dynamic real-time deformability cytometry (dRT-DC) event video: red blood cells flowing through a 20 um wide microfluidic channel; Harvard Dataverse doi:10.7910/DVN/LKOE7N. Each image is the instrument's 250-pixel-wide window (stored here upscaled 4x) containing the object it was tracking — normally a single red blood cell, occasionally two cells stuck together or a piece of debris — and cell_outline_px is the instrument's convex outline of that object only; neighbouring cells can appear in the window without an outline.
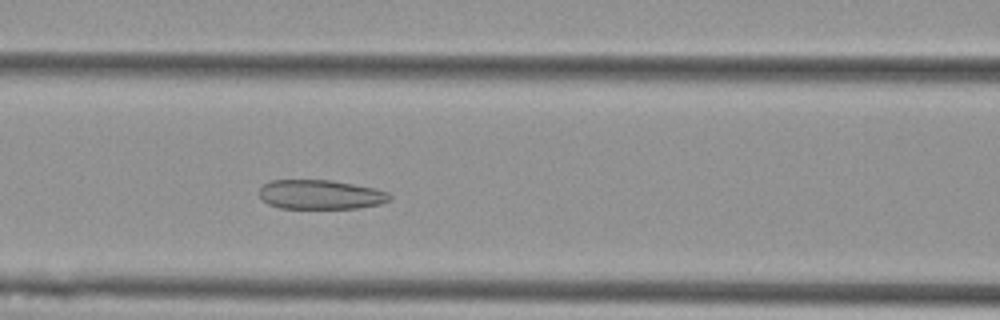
{"species": "Egyptian fruit bat (a non-hibernating species)", "species_latin": "Rousettus aegyptiacus", "temperature_condition": "cold", "stored_images_in_passage": 48, "camera_frame_rate_fps": 3000, "um_per_image_px": 0.085, "animal": {"sex": "female"}, "frame": {"image": 1, "passage_image": 16, "time_ms": 5.0, "image_size_px": [1000, 320], "cell_outline_px": [[392, 200], [380, 204], [356, 208], [280, 208], [268, 204], [260, 196], [260, 188], [264, 184], [272, 180], [332, 180], [376, 188], [388, 192], [392, 196]], "centroid_in_image_um": [27.29, 16.53], "position_along_channel_um": 139.3, "area_um2": 22.37}}
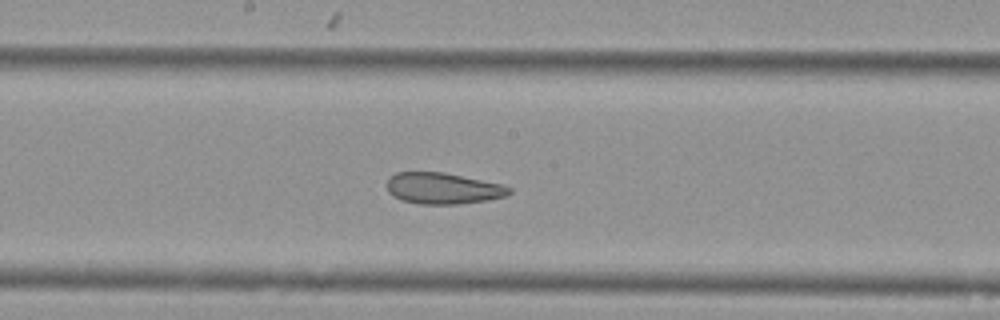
{"frame": {"image": 2, "passage_image": 22, "time_ms": 7.0, "image_size_px": [1000, 320], "cell_outline_px": [[512, 192], [508, 196], [460, 204], [420, 204], [404, 200], [388, 192], [388, 180], [396, 172], [444, 172], [504, 184], [512, 188]], "centroid_in_image_um": [37.73, 16.0], "position_along_channel_um": 210.5, "area_um2": 22.2}}
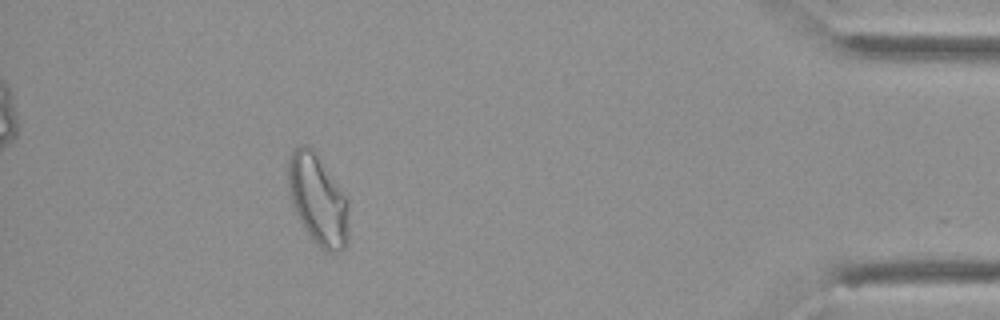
{"frame": {"image": 3, "passage_image": 43, "time_ms": 14.0, "image_size_px": [1000, 320], "cell_outline_px": [[348, 244], [340, 252], [324, 252], [316, 244], [304, 228], [292, 204], [288, 192], [288, 160], [292, 152], [300, 144], [308, 144], [312, 148], [344, 196], [348, 204]], "centroid_in_image_um": [27.0, 17.02], "position_along_channel_um": 408.2, "area_um2": 31.56}, "authors_computed_cell_mechanics": {"area_um2": 26.0678, "velocity_mm_per_s": 3.5781, "shape_relaxation_time_tau1_ms": null, "shape_relaxation_time_tau2_ms": 2.5227, "deformation_change_tau1": null, "deformation_change_tau2": 0.0964}}